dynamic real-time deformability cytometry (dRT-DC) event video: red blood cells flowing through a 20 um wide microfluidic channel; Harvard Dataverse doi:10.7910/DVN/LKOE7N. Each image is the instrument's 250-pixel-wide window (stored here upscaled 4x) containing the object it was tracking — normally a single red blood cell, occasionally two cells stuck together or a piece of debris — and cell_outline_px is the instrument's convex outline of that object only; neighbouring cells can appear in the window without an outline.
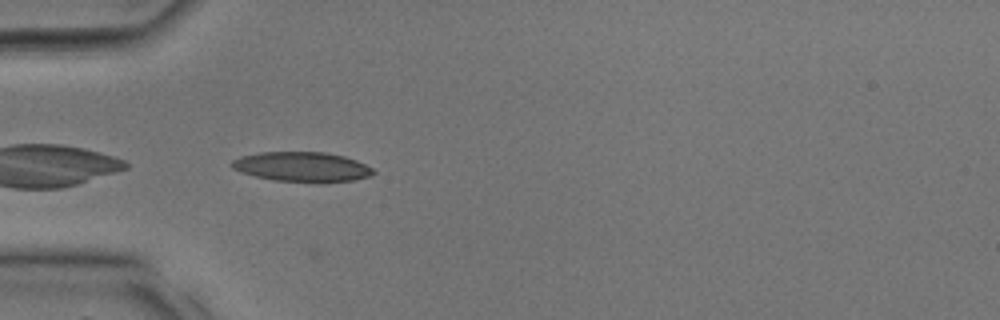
{"species": "common noctule bat (a hibernating species)", "species_latin": "Nyctalus noctula", "temperature_condition": "room temperature", "stored_images_in_passage": 7, "camera_frame_rate_fps": 3000, "um_per_image_px": 0.085, "animal": {"sex": "male", "body_mass_g": 17.9, "forearm_length_mm": 54.2}, "frame": {"image": 1, "passage_image": 3, "time_ms": 0.667, "image_size_px": [1000, 320], "cell_outline_px": [[376, 172], [368, 176], [352, 180], [272, 180], [240, 172], [232, 168], [228, 164], [232, 160], [240, 156], [260, 152], [324, 152], [344, 156], [356, 160], [372, 168]], "centroid_in_image_um": [25.58, 14.14], "position_along_channel_um": 59.4, "area_um2": 23.81}}
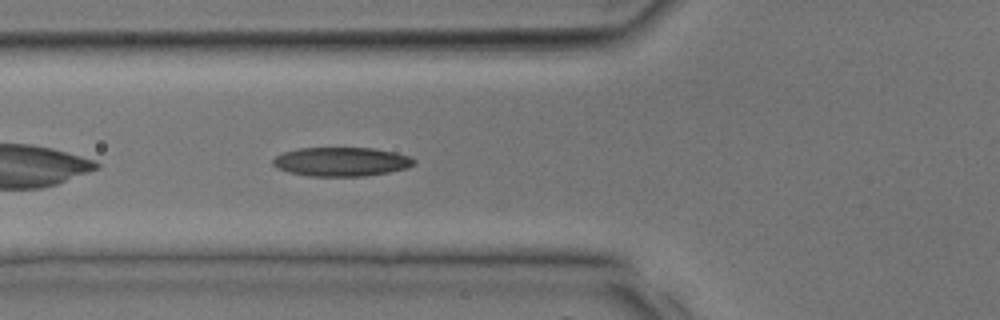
{"frame": {"image": 2, "passage_image": 5, "time_ms": 1.333, "image_size_px": [1000, 320], "cell_outline_px": [[416, 164], [408, 168], [388, 172], [364, 176], [308, 176], [288, 172], [276, 168], [272, 164], [272, 160], [276, 156], [284, 152], [300, 148], [376, 148], [412, 156], [416, 160]], "centroid_in_image_um": [29.04, 13.74], "position_along_channel_um": 96.8, "area_um2": 24.04}}